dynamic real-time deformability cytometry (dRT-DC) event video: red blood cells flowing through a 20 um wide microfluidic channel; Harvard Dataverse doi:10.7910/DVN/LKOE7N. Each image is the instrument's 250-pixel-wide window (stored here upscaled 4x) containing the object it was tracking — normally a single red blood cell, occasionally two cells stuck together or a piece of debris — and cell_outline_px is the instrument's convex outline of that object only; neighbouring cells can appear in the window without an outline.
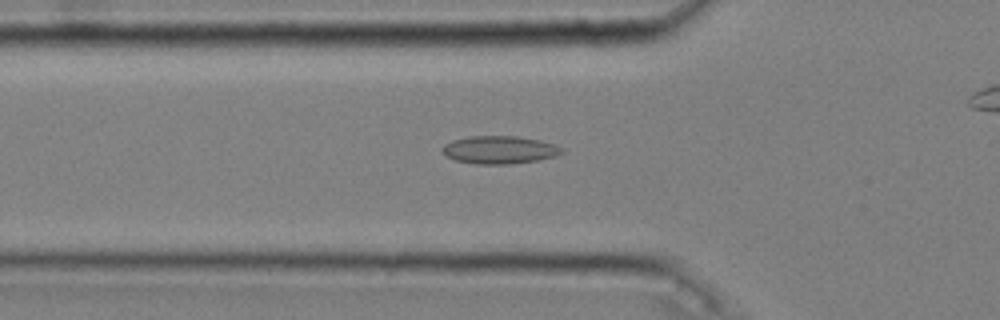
{"species": "common noctule bat (a hibernating species)", "species_latin": "Nyctalus noctula", "temperature_condition": "cold", "stored_images_in_passage": 32, "camera_frame_rate_fps": 3000, "um_per_image_px": 0.085, "animal": {"sex": "male", "body_mass_g": 20.4}, "frame": {"image": 1, "passage_image": 5, "time_ms": 1.333, "image_size_px": [1000, 320], "cell_outline_px": [[564, 152], [556, 156], [536, 160], [512, 164], [476, 164], [456, 160], [448, 156], [440, 148], [444, 144], [452, 140], [468, 136], [516, 136], [540, 140], [556, 144], [564, 148]], "centroid_in_image_um": [42.48, 12.73], "position_along_channel_um": 83.3, "area_um2": 19.48}}
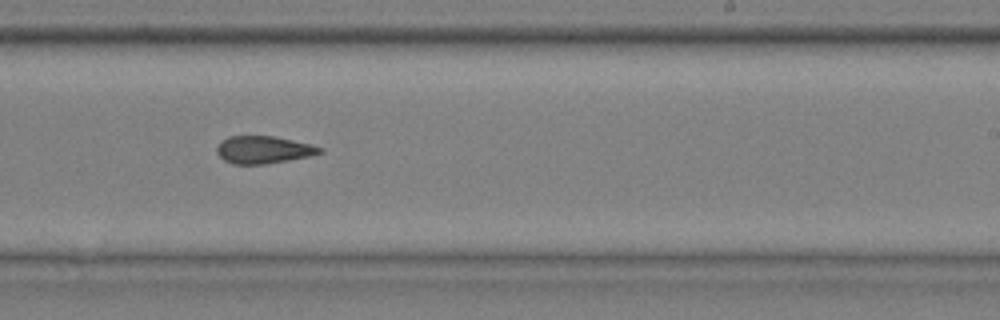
{"frame": {"image": 2, "passage_image": 20, "time_ms": 6.333, "image_size_px": [1000, 320], "cell_outline_px": [[324, 152], [308, 156], [288, 160], [264, 164], [232, 164], [224, 160], [216, 152], [216, 148], [220, 140], [228, 136], [272, 136], [292, 140], [324, 148]], "centroid_in_image_um": [22.35, 12.72], "position_along_channel_um": 266.7, "area_um2": 16.42}}
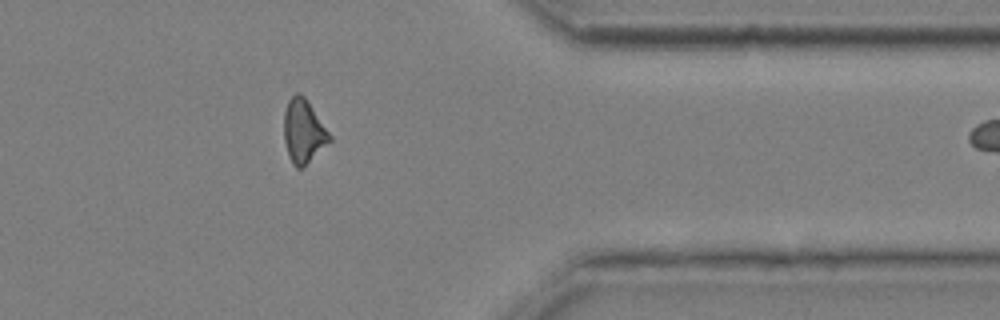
{"frame": {"image": 3, "passage_image": 31, "time_ms": 10.0, "image_size_px": [1000, 320], "cell_outline_px": [[332, 140], [304, 168], [296, 168], [292, 164], [288, 156], [284, 140], [284, 112], [288, 100], [296, 92], [300, 92], [308, 100], [332, 136]], "centroid_in_image_um": [25.8, 11.17], "position_along_channel_um": 385.6, "area_um2": 17.28}}